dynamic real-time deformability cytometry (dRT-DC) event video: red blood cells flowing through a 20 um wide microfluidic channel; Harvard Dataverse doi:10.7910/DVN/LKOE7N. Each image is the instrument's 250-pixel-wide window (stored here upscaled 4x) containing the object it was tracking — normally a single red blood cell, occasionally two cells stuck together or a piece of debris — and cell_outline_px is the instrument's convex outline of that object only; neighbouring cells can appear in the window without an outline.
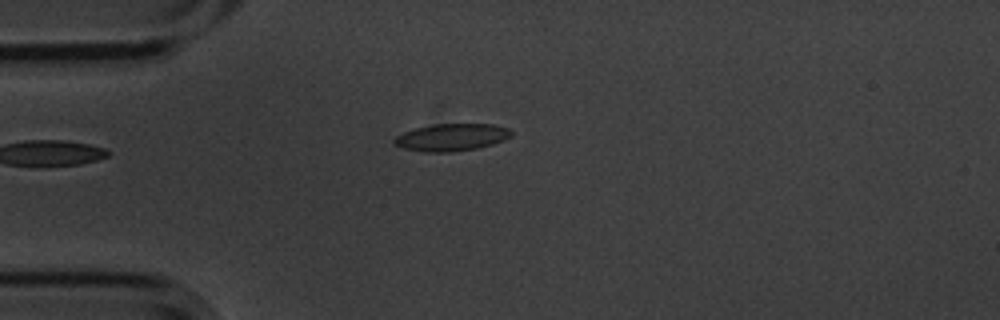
{"species": "common noctule bat (a hibernating species)", "species_latin": "Nyctalus noctula", "temperature_condition": "cold", "stored_images_in_passage": 3, "camera_frame_rate_fps": 3000, "um_per_image_px": 0.085, "animal": {"sex": "male", "body_mass_g": 20.1, "forearm_length_mm": 53.5}, "frame": {"image": 1, "passage_image": 3, "time_ms": 0.667, "image_size_px": [1000, 320], "cell_outline_px": [[512, 136], [504, 140], [492, 144], [476, 148], [452, 152], [424, 152], [404, 148], [392, 144], [392, 140], [396, 136], [404, 132], [416, 128], [436, 124], [492, 124], [508, 128], [512, 132]], "centroid_in_image_um": [38.37, 11.67], "position_along_channel_um": 46.6, "area_um2": 18.55}}